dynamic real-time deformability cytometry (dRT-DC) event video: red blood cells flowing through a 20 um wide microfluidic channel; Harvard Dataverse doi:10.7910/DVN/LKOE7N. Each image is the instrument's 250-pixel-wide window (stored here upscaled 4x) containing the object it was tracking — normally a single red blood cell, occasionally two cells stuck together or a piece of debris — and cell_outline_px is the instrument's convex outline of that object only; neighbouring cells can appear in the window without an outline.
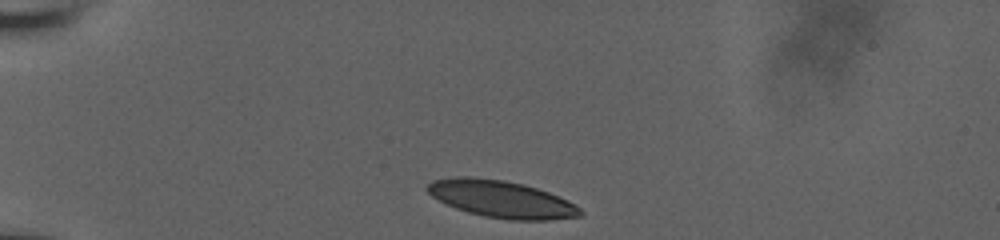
{"species": "human", "species_latin": "Homo sapiens", "temperature_condition": "room temperature", "stored_images_in_passage": 6, "camera_frame_rate_fps": 3000, "um_per_image_px": 0.085, "donor": {"sex": "male"}, "frame": {"image": 1, "passage_image": 1, "time_ms": 0.0, "image_size_px": [1000, 240], "cell_outline_px": [[584, 216], [548, 220], [508, 220], [484, 216], [468, 212], [456, 208], [432, 196], [424, 188], [432, 180], [460, 176], [468, 176], [504, 180], [524, 184], [548, 192], [568, 200], [580, 208], [584, 212]], "centroid_in_image_um": [42.64, 16.92], "position_along_channel_um": 42.4, "area_um2": 33.06}}
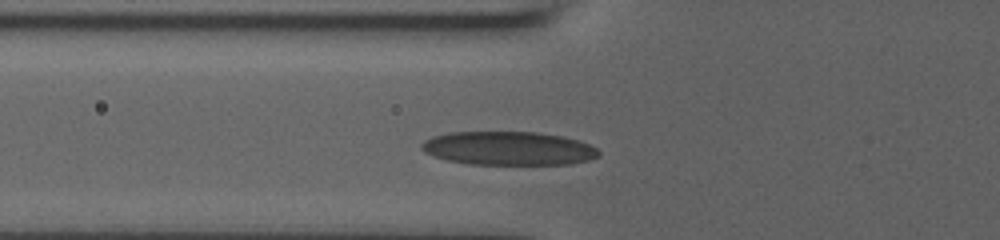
{"frame": {"image": 2, "passage_image": 4, "time_ms": 1.0, "image_size_px": [1000, 240], "cell_outline_px": [[600, 156], [588, 160], [572, 164], [468, 164], [448, 160], [432, 156], [424, 152], [420, 148], [420, 144], [424, 140], [432, 136], [448, 132], [536, 132], [560, 136], [576, 140], [588, 144], [596, 148], [600, 152]], "centroid_in_image_um": [43.17, 12.61], "position_along_channel_um": 82.6, "area_um2": 34.8}}
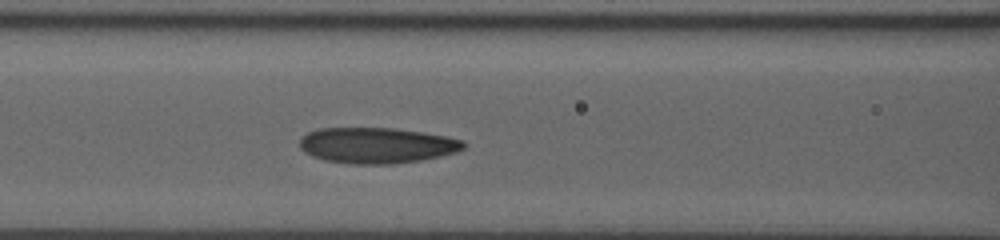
{"frame": {"image": 3, "passage_image": 6, "time_ms": 1.667, "image_size_px": [1000, 240], "cell_outline_px": [[464, 148], [456, 152], [440, 156], [420, 160], [392, 164], [348, 164], [324, 160], [312, 156], [304, 152], [300, 148], [300, 140], [308, 132], [316, 128], [392, 128], [448, 136], [464, 140]], "centroid_in_image_um": [32.01, 12.36], "position_along_channel_um": 134.6, "area_um2": 34.22}}